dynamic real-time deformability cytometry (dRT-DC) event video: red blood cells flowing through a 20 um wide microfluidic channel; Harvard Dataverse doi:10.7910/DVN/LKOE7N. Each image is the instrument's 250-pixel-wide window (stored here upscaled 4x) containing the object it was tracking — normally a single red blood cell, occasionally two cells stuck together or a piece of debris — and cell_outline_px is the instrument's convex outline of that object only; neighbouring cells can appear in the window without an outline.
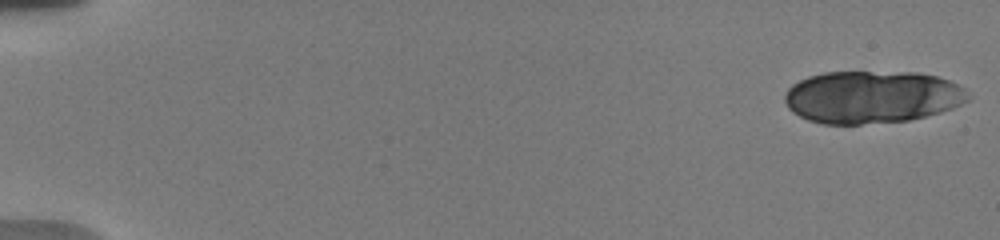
{"species": "human", "species_latin": "Homo sapiens", "temperature_condition": "warm", "stored_images_in_passage": 26, "camera_frame_rate_fps": 3000, "um_per_image_px": 0.085, "donor": {"sex": "male"}, "frame": {"image": 1, "passage_image": 1, "time_ms": 0.0, "image_size_px": [1000, 240], "cell_outline_px": [[972, 96], [968, 100], [952, 108], [924, 116], [908, 120], [860, 124], [820, 124], [808, 120], [792, 112], [788, 108], [784, 100], [784, 96], [788, 88], [792, 84], [808, 76], [824, 72], [916, 72], [936, 76], [948, 80], [964, 88]], "centroid_in_image_um": [74.09, 8.24], "position_along_channel_um": 10.9, "area_um2": 56.18}}
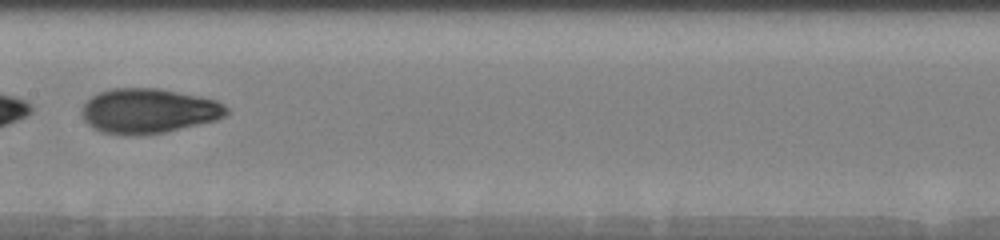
{"frame": {"image": 2, "passage_image": 19, "time_ms": 9.667, "image_size_px": [1000, 240], "cell_outline_px": [[228, 112], [224, 116], [216, 120], [164, 132], [140, 136], [128, 136], [100, 132], [92, 128], [84, 120], [80, 112], [80, 108], [92, 96], [100, 92], [112, 88], [156, 88], [200, 96], [216, 100], [224, 104], [228, 108]], "centroid_in_image_um": [12.59, 9.44], "position_along_channel_um": 194.8, "area_um2": 38.03}}